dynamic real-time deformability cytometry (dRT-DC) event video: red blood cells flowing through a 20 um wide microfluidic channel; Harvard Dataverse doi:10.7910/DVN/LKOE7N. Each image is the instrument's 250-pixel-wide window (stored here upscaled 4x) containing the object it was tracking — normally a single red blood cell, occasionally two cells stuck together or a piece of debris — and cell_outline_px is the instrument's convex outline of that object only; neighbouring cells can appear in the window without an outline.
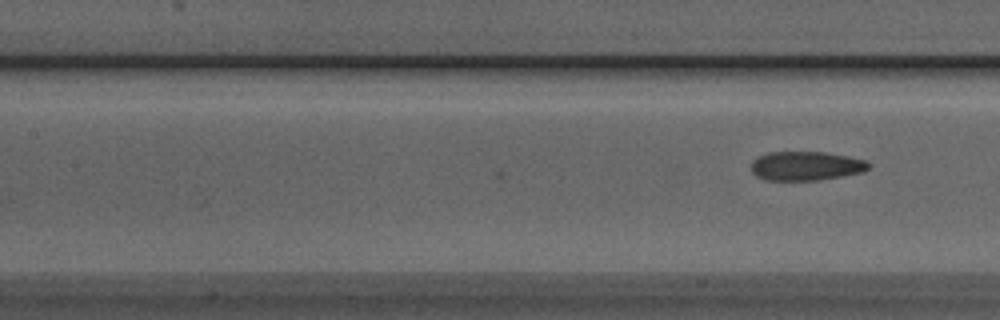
{"species": "Egyptian fruit bat (a non-hibernating species)", "species_latin": "Rousettus aegyptiacus", "temperature_condition": "room temperature", "stored_images_in_passage": 9, "camera_frame_rate_fps": 3000, "um_per_image_px": 0.085, "animal": {"sex": "male"}, "frame": {"image": 1, "passage_image": 9, "time_ms": 2.667, "image_size_px": [1000, 320], "cell_outline_px": [[872, 164], [864, 172], [844, 176], [820, 180], [764, 180], [756, 176], [752, 172], [752, 160], [768, 152], [824, 152], [848, 156], [864, 160]], "centroid_in_image_um": [68.52, 14.11], "position_along_channel_um": 138.9, "area_um2": 20.0}}